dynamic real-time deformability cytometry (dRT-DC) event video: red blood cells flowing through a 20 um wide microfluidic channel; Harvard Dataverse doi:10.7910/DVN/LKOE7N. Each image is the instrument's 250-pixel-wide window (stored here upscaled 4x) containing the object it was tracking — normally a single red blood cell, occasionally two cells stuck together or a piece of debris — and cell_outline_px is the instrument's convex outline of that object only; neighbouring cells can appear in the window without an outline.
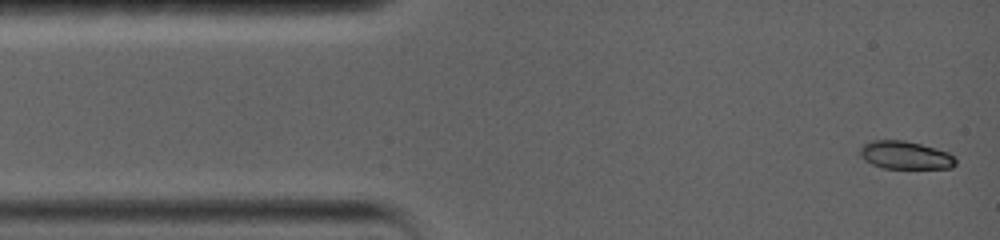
{"species": "common noctule bat (a hibernating species)", "species_latin": "Nyctalus noctula", "temperature_condition": "warm", "stored_images_in_passage": 33, "camera_frame_rate_fps": 5000, "um_per_image_px": 0.085, "animal": {"sex": "female", "body_mass_g": 19.0, "forearm_length_mm": 56.7}, "frame": {"image": 1, "passage_image": 1, "time_ms": 0.0, "image_size_px": [1000, 240], "cell_outline_px": [[956, 164], [952, 168], [884, 168], [872, 164], [864, 160], [860, 156], [860, 148], [864, 144], [872, 140], [904, 140], [936, 148], [948, 152], [956, 160]], "centroid_in_image_um": [76.94, 13.19], "position_along_channel_um": 8.1, "area_um2": 15.55}}
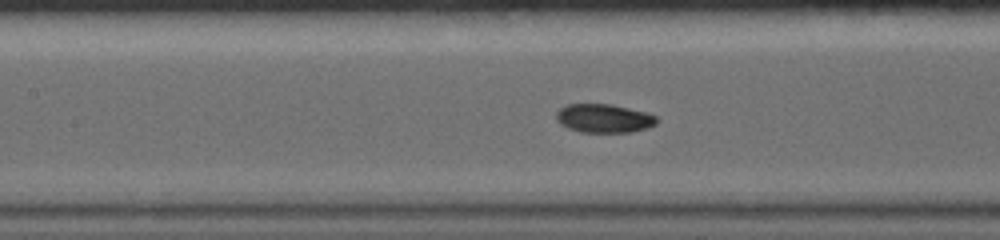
{"frame": {"image": 2, "passage_image": 18, "time_ms": 6.2, "image_size_px": [1000, 240], "cell_outline_px": [[656, 124], [648, 128], [632, 132], [580, 132], [568, 128], [560, 124], [556, 120], [556, 112], [560, 108], [568, 104], [612, 104], [648, 112], [656, 116]], "centroid_in_image_um": [51.34, 10.06], "position_along_channel_um": 156.1, "area_um2": 16.94}}
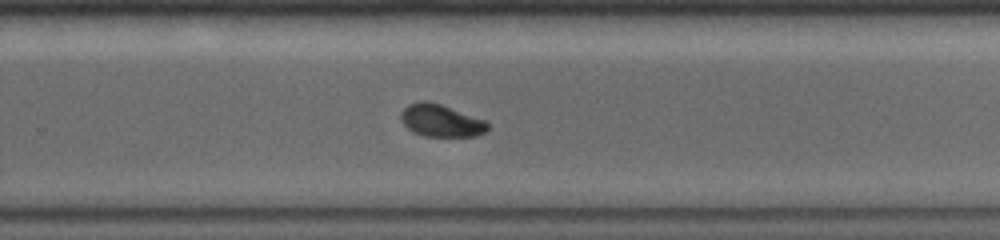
{"frame": {"image": 3, "passage_image": 33, "time_ms": 10.0, "image_size_px": [1000, 240], "cell_outline_px": [[488, 128], [484, 132], [476, 136], [424, 136], [412, 132], [400, 120], [400, 112], [408, 104], [420, 100], [424, 100], [440, 104], [488, 120]], "centroid_in_image_um": [37.47, 10.24], "position_along_channel_um": 292.3, "area_um2": 16.53}}